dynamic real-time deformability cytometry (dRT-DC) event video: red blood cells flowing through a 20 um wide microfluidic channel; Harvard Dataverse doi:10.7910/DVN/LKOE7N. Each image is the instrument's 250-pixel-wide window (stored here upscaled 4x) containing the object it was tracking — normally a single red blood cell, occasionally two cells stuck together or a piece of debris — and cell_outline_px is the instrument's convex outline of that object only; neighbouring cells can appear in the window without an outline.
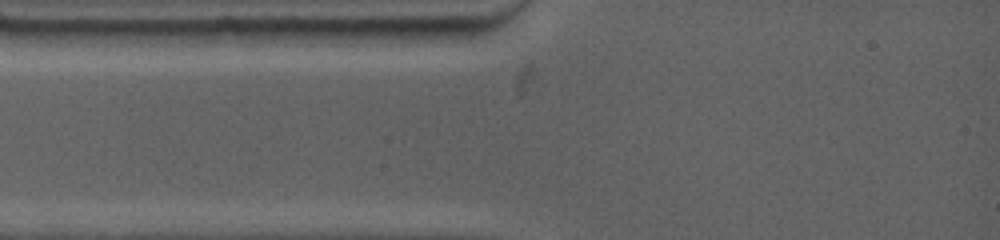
{"species": "common noctule bat (a hibernating species)", "species_latin": "Nyctalus noctula", "temperature_condition": "warm", "stored_images_in_passage": 2, "camera_frame_rate_fps": 4500, "um_per_image_px": 0.085, "animal": {"sex": "female", "body_mass_g": 19.0, "forearm_length_mm": 53.3}, "frame": {"image": 1, "passage_image": 1, "time_ms": 0.0, "image_size_px": [1000, 240], "cell_outline_px": [[252, 32], [244, 44], [112, 44], [104, 32], [132, 28], [240, 28]], "centroid_in_image_um": [15.21, 3.07], "position_along_channel_um": 69.8, "area_um2": 15.84}}